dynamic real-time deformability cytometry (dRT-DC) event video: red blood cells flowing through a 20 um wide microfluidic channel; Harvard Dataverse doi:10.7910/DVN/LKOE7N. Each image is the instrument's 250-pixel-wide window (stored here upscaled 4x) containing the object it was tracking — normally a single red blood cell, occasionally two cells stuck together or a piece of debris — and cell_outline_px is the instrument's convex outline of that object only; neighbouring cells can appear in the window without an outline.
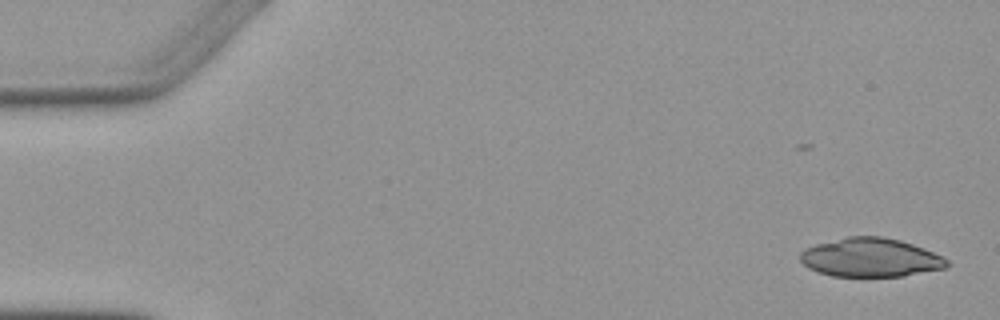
{"species": "Egyptian fruit bat (a non-hibernating species)", "species_latin": "Rousettus aegyptiacus", "temperature_condition": "warm", "stored_images_in_passage": 6, "camera_frame_rate_fps": 3000, "um_per_image_px": 0.085, "animal": {"sex": "female"}, "frame": {"image": 1, "passage_image": 1, "time_ms": 0.0, "image_size_px": [1000, 320], "cell_outline_px": [[952, 264], [948, 268], [904, 276], [832, 276], [808, 268], [800, 260], [800, 252], [804, 248], [816, 244], [848, 236], [880, 236], [900, 240], [924, 248], [944, 256]], "centroid_in_image_um": [74.04, 21.89], "position_along_channel_um": 11.0, "area_um2": 33.41}}